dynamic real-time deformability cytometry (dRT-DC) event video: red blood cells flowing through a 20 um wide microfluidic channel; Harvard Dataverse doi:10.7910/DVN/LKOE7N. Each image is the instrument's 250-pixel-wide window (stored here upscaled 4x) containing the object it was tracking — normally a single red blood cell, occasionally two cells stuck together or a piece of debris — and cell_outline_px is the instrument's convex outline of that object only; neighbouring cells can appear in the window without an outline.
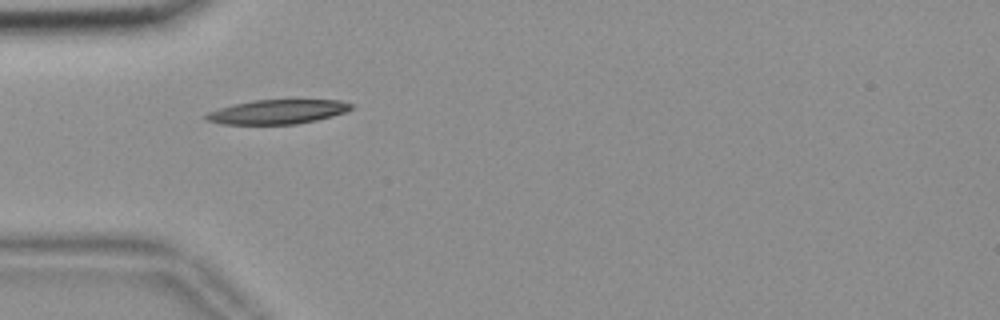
{"species": "common noctule bat (a hibernating species)", "species_latin": "Nyctalus noctula", "temperature_condition": "room temperature", "stored_images_in_passage": 7, "camera_frame_rate_fps": 3000, "um_per_image_px": 0.085, "animal": {"sex": "female", "body_mass_g": 18.4}, "frame": {"image": 1, "passage_image": 1, "time_ms": 0.0, "image_size_px": [1000, 320], "cell_outline_px": [[356, 108], [332, 116], [316, 120], [296, 124], [224, 124], [208, 120], [204, 116], [208, 112], [220, 108], [236, 104], [256, 100], [340, 100], [356, 104]], "centroid_in_image_um": [23.68, 9.5], "position_along_channel_um": 61.3, "area_um2": 20.4}}